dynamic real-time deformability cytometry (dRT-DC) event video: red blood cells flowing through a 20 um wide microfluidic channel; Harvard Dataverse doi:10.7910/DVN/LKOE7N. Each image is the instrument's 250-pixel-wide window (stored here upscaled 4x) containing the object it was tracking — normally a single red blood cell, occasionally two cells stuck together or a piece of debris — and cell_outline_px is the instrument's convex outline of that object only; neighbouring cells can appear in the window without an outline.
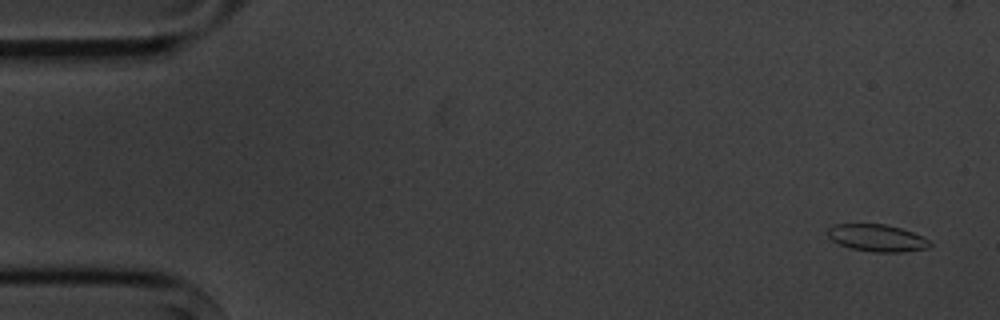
{"species": "common noctule bat (a hibernating species)", "species_latin": "Nyctalus noctula", "temperature_condition": "cold", "stored_images_in_passage": 5, "camera_frame_rate_fps": 3000, "um_per_image_px": 0.085, "animal": {"sex": "male", "body_mass_g": 20.1, "forearm_length_mm": 53.5}, "frame": {"image": 1, "passage_image": 1, "time_ms": 0.0, "image_size_px": [1000, 320], "cell_outline_px": [[932, 244], [928, 248], [904, 252], [872, 252], [848, 248], [832, 240], [828, 236], [828, 228], [832, 224], [884, 224], [900, 228], [924, 236]], "centroid_in_image_um": [74.55, 20.23], "position_along_channel_um": 10.5, "area_um2": 16.24}}